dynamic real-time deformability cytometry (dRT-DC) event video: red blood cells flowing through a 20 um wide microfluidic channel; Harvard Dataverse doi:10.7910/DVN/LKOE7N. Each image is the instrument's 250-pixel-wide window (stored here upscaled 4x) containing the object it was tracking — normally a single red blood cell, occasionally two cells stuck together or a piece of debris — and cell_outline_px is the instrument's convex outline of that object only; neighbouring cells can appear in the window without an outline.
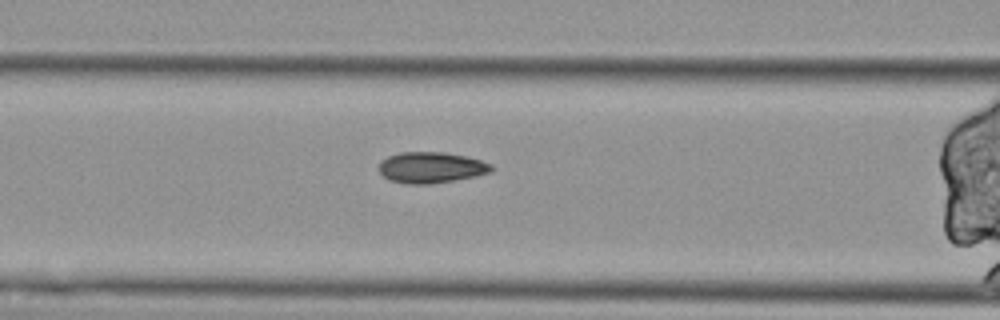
{"species": "Egyptian fruit bat (a non-hibernating species)", "species_latin": "Rousettus aegyptiacus", "temperature_condition": "cold", "stored_images_in_passage": 36, "camera_frame_rate_fps": 3000, "um_per_image_px": 0.085, "animal": {"sex": "female"}, "frame": {"image": 1, "passage_image": 12, "time_ms": 3.667, "image_size_px": [1000, 320], "cell_outline_px": [[496, 168], [492, 172], [452, 180], [428, 184], [408, 184], [388, 180], [380, 172], [380, 160], [388, 156], [400, 152], [444, 152], [464, 156], [480, 160], [492, 164]], "centroid_in_image_um": [36.64, 14.23], "position_along_channel_um": 130.0, "area_um2": 20.23}}
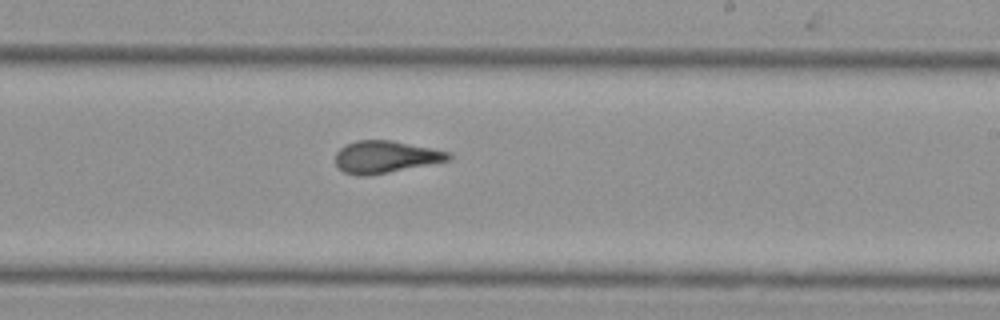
{"frame": {"image": 2, "passage_image": 23, "time_ms": 7.333, "image_size_px": [1000, 320], "cell_outline_px": [[452, 160], [368, 176], [360, 176], [344, 172], [336, 164], [336, 152], [340, 148], [356, 140], [392, 140], [452, 152]], "centroid_in_image_um": [32.81, 13.33], "position_along_channel_um": 256.2, "area_um2": 21.27}}
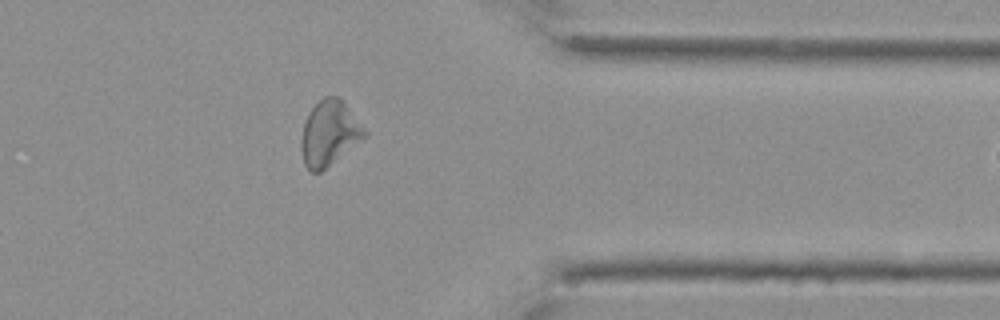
{"frame": {"image": 3, "passage_image": 35, "time_ms": 11.333, "image_size_px": [1000, 320], "cell_outline_px": [[368, 132], [364, 136], [320, 172], [312, 172], [304, 164], [300, 148], [300, 144], [304, 124], [308, 112], [324, 96], [336, 96], [344, 104]], "centroid_in_image_um": [27.93, 11.32], "position_along_channel_um": 383.5, "area_um2": 23.12}}